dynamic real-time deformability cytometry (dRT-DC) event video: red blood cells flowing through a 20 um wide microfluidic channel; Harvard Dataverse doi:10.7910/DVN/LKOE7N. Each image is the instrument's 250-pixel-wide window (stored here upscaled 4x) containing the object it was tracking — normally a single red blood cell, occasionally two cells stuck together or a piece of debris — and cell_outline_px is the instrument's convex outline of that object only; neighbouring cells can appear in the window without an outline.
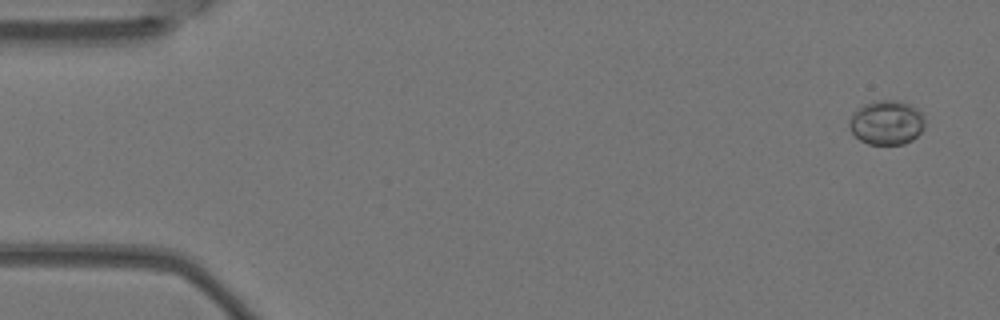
{"species": "Egyptian fruit bat (a non-hibernating species)", "species_latin": "Rousettus aegyptiacus", "temperature_condition": "warm", "stored_images_in_passage": 6, "camera_frame_rate_fps": 3000, "um_per_image_px": 0.085, "animal": {"sex": "female"}, "frame": {"image": 1, "passage_image": 1, "time_ms": 0.0, "image_size_px": [1000, 320], "cell_outline_px": [[924, 128], [912, 140], [904, 144], [868, 144], [860, 140], [852, 132], [848, 124], [848, 120], [856, 108], [864, 104], [876, 100], [896, 100], [912, 104], [924, 116]], "centroid_in_image_um": [75.35, 10.4], "position_along_channel_um": 9.7, "area_um2": 19.71}}
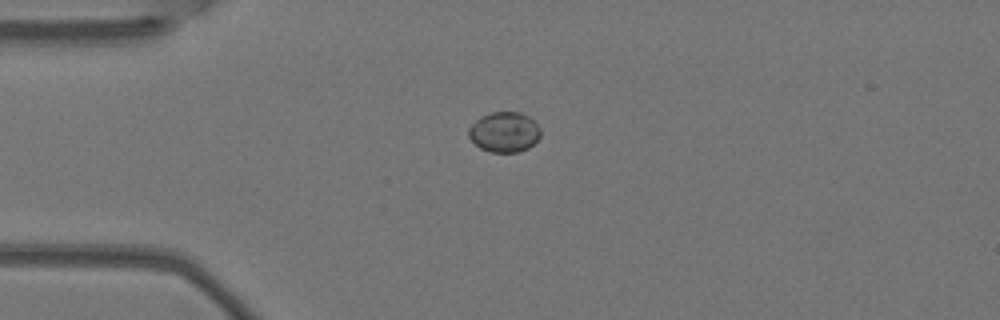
{"frame": {"image": 2, "passage_image": 4, "time_ms": 1.0, "image_size_px": [1000, 320], "cell_outline_px": [[540, 136], [528, 148], [520, 152], [488, 152], [480, 148], [468, 136], [468, 128], [480, 116], [492, 112], [520, 112], [528, 116], [540, 128]], "centroid_in_image_um": [42.85, 11.23], "position_along_channel_um": 42.2, "area_um2": 16.82}}
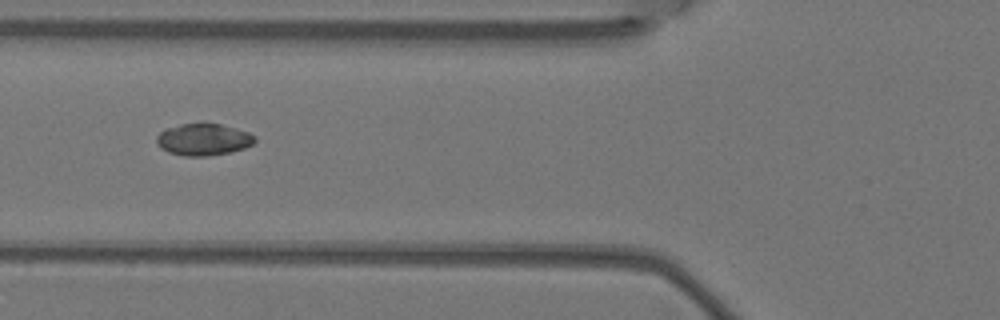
{"frame": {"image": 3, "passage_image": 6, "time_ms": 1.667, "image_size_px": [1000, 320], "cell_outline_px": [[256, 140], [252, 144], [244, 148], [232, 152], [208, 156], [184, 156], [168, 152], [160, 148], [156, 140], [156, 136], [164, 128], [180, 124], [200, 120], [204, 120], [220, 124], [248, 132], [256, 136]], "centroid_in_image_um": [17.26, 11.82], "position_along_channel_um": 108.5, "area_um2": 18.9}}